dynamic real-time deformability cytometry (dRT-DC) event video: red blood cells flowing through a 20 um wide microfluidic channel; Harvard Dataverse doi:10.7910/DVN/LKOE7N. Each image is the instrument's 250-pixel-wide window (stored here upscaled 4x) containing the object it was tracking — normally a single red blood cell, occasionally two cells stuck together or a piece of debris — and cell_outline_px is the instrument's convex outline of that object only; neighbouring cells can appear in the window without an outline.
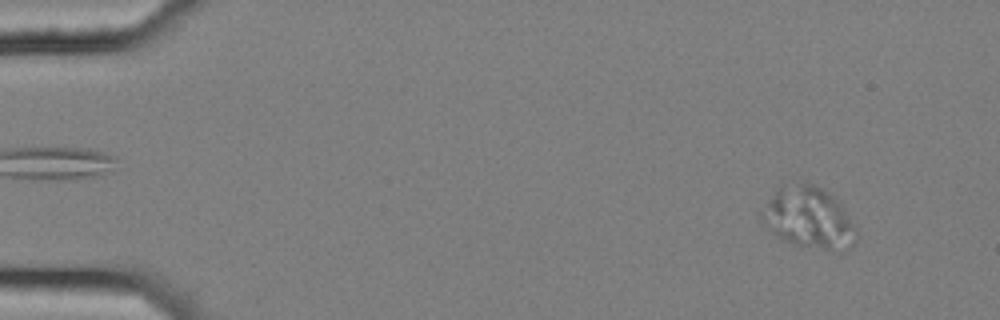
{"species": "common noctule bat (a hibernating species)", "species_latin": "Nyctalus noctula", "temperature_condition": "cold", "stored_images_in_passage": 4, "camera_frame_rate_fps": 3000, "um_per_image_px": 0.085, "animal": {"sex": "female", "body_mass_g": 25.1}, "frame": {"image": 1, "passage_image": 1, "time_ms": 0.0, "image_size_px": [1000, 320], "cell_outline_px": [[856, 240], [848, 248], [828, 248], [796, 244], [780, 236], [756, 212], [776, 188], [784, 184], [804, 180], [820, 188], [832, 196], [840, 204], [856, 228]], "centroid_in_image_um": [68.69, 18.41], "position_along_channel_um": 16.3, "area_um2": 33.0}}